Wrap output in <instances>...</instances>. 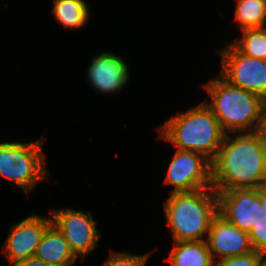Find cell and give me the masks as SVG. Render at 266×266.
<instances>
[{"mask_svg":"<svg viewBox=\"0 0 266 266\" xmlns=\"http://www.w3.org/2000/svg\"><path fill=\"white\" fill-rule=\"evenodd\" d=\"M225 134L212 164V188H258L266 183V140L262 131ZM235 136V137H234Z\"/></svg>","mask_w":266,"mask_h":266,"instance_id":"6da1fadb","label":"cell"},{"mask_svg":"<svg viewBox=\"0 0 266 266\" xmlns=\"http://www.w3.org/2000/svg\"><path fill=\"white\" fill-rule=\"evenodd\" d=\"M218 77V78H217ZM204 84L211 98L204 103L218 119L225 134L253 133L262 130L266 100L261 96L230 85L219 74Z\"/></svg>","mask_w":266,"mask_h":266,"instance_id":"7a4b0ae2","label":"cell"},{"mask_svg":"<svg viewBox=\"0 0 266 266\" xmlns=\"http://www.w3.org/2000/svg\"><path fill=\"white\" fill-rule=\"evenodd\" d=\"M160 138L178 150L202 154L211 162L216 158L225 133L211 109L204 103L173 115L159 129Z\"/></svg>","mask_w":266,"mask_h":266,"instance_id":"3957f363","label":"cell"},{"mask_svg":"<svg viewBox=\"0 0 266 266\" xmlns=\"http://www.w3.org/2000/svg\"><path fill=\"white\" fill-rule=\"evenodd\" d=\"M166 223L174 242L205 240L211 222L218 214V194L212 188L170 193L164 203Z\"/></svg>","mask_w":266,"mask_h":266,"instance_id":"277c9868","label":"cell"},{"mask_svg":"<svg viewBox=\"0 0 266 266\" xmlns=\"http://www.w3.org/2000/svg\"><path fill=\"white\" fill-rule=\"evenodd\" d=\"M43 155V140L2 142L0 176L15 182L28 195L37 183L48 177Z\"/></svg>","mask_w":266,"mask_h":266,"instance_id":"5b68a950","label":"cell"},{"mask_svg":"<svg viewBox=\"0 0 266 266\" xmlns=\"http://www.w3.org/2000/svg\"><path fill=\"white\" fill-rule=\"evenodd\" d=\"M218 53L221 56L219 75L223 79L266 100V60L242 54L231 42Z\"/></svg>","mask_w":266,"mask_h":266,"instance_id":"8992f818","label":"cell"},{"mask_svg":"<svg viewBox=\"0 0 266 266\" xmlns=\"http://www.w3.org/2000/svg\"><path fill=\"white\" fill-rule=\"evenodd\" d=\"M165 183L174 186L170 193L192 192L212 187V164L193 151L176 150L170 161Z\"/></svg>","mask_w":266,"mask_h":266,"instance_id":"52a82bcc","label":"cell"},{"mask_svg":"<svg viewBox=\"0 0 266 266\" xmlns=\"http://www.w3.org/2000/svg\"><path fill=\"white\" fill-rule=\"evenodd\" d=\"M52 224L63 234L71 251L84 258L98 245L101 237L91 212L71 209L49 210Z\"/></svg>","mask_w":266,"mask_h":266,"instance_id":"ba28073f","label":"cell"},{"mask_svg":"<svg viewBox=\"0 0 266 266\" xmlns=\"http://www.w3.org/2000/svg\"><path fill=\"white\" fill-rule=\"evenodd\" d=\"M218 213L241 231L249 233L262 214L257 188L219 191Z\"/></svg>","mask_w":266,"mask_h":266,"instance_id":"9c48e42d","label":"cell"},{"mask_svg":"<svg viewBox=\"0 0 266 266\" xmlns=\"http://www.w3.org/2000/svg\"><path fill=\"white\" fill-rule=\"evenodd\" d=\"M51 224V217L35 214L14 224L2 247L6 259L14 265L20 260L34 256L45 230Z\"/></svg>","mask_w":266,"mask_h":266,"instance_id":"30bf717a","label":"cell"},{"mask_svg":"<svg viewBox=\"0 0 266 266\" xmlns=\"http://www.w3.org/2000/svg\"><path fill=\"white\" fill-rule=\"evenodd\" d=\"M206 241L214 261L216 257L221 260L254 251L248 233L229 223L219 213L211 222Z\"/></svg>","mask_w":266,"mask_h":266,"instance_id":"8fae6325","label":"cell"},{"mask_svg":"<svg viewBox=\"0 0 266 266\" xmlns=\"http://www.w3.org/2000/svg\"><path fill=\"white\" fill-rule=\"evenodd\" d=\"M125 60L112 52H102L93 57L87 68V77L93 89L103 94L121 91L129 80Z\"/></svg>","mask_w":266,"mask_h":266,"instance_id":"7c38bea8","label":"cell"},{"mask_svg":"<svg viewBox=\"0 0 266 266\" xmlns=\"http://www.w3.org/2000/svg\"><path fill=\"white\" fill-rule=\"evenodd\" d=\"M34 256L51 266H73L77 260L63 234L53 224L45 230Z\"/></svg>","mask_w":266,"mask_h":266,"instance_id":"4fadbf2b","label":"cell"},{"mask_svg":"<svg viewBox=\"0 0 266 266\" xmlns=\"http://www.w3.org/2000/svg\"><path fill=\"white\" fill-rule=\"evenodd\" d=\"M167 260L172 266H213V258L206 240L174 242Z\"/></svg>","mask_w":266,"mask_h":266,"instance_id":"5bb4252c","label":"cell"},{"mask_svg":"<svg viewBox=\"0 0 266 266\" xmlns=\"http://www.w3.org/2000/svg\"><path fill=\"white\" fill-rule=\"evenodd\" d=\"M89 11L84 0H54L52 13L65 29H75L86 25Z\"/></svg>","mask_w":266,"mask_h":266,"instance_id":"9a60e30c","label":"cell"},{"mask_svg":"<svg viewBox=\"0 0 266 266\" xmlns=\"http://www.w3.org/2000/svg\"><path fill=\"white\" fill-rule=\"evenodd\" d=\"M235 20L241 30L266 27V0H238Z\"/></svg>","mask_w":266,"mask_h":266,"instance_id":"2e32d148","label":"cell"},{"mask_svg":"<svg viewBox=\"0 0 266 266\" xmlns=\"http://www.w3.org/2000/svg\"><path fill=\"white\" fill-rule=\"evenodd\" d=\"M231 43L244 55L266 60V27L243 30Z\"/></svg>","mask_w":266,"mask_h":266,"instance_id":"e0dca14e","label":"cell"},{"mask_svg":"<svg viewBox=\"0 0 266 266\" xmlns=\"http://www.w3.org/2000/svg\"><path fill=\"white\" fill-rule=\"evenodd\" d=\"M150 254L115 253L112 250L102 266H145Z\"/></svg>","mask_w":266,"mask_h":266,"instance_id":"ac0fdd59","label":"cell"},{"mask_svg":"<svg viewBox=\"0 0 266 266\" xmlns=\"http://www.w3.org/2000/svg\"><path fill=\"white\" fill-rule=\"evenodd\" d=\"M249 239L254 251L258 253L266 252V223L259 219L253 224L252 229L248 233Z\"/></svg>","mask_w":266,"mask_h":266,"instance_id":"d6986e66","label":"cell"},{"mask_svg":"<svg viewBox=\"0 0 266 266\" xmlns=\"http://www.w3.org/2000/svg\"><path fill=\"white\" fill-rule=\"evenodd\" d=\"M260 253L252 251L242 256H234L213 262V266H258Z\"/></svg>","mask_w":266,"mask_h":266,"instance_id":"ffe728a7","label":"cell"},{"mask_svg":"<svg viewBox=\"0 0 266 266\" xmlns=\"http://www.w3.org/2000/svg\"><path fill=\"white\" fill-rule=\"evenodd\" d=\"M13 266H51L35 256L16 262Z\"/></svg>","mask_w":266,"mask_h":266,"instance_id":"44dd1931","label":"cell"},{"mask_svg":"<svg viewBox=\"0 0 266 266\" xmlns=\"http://www.w3.org/2000/svg\"><path fill=\"white\" fill-rule=\"evenodd\" d=\"M261 200L262 216L261 220L266 223V183L257 188Z\"/></svg>","mask_w":266,"mask_h":266,"instance_id":"7402d4cb","label":"cell"},{"mask_svg":"<svg viewBox=\"0 0 266 266\" xmlns=\"http://www.w3.org/2000/svg\"><path fill=\"white\" fill-rule=\"evenodd\" d=\"M261 131H262L264 138L266 140V104H265V108H264L263 127H262Z\"/></svg>","mask_w":266,"mask_h":266,"instance_id":"603a6c76","label":"cell"},{"mask_svg":"<svg viewBox=\"0 0 266 266\" xmlns=\"http://www.w3.org/2000/svg\"><path fill=\"white\" fill-rule=\"evenodd\" d=\"M258 266H266V252L260 253V259L258 262Z\"/></svg>","mask_w":266,"mask_h":266,"instance_id":"cb8c5ba5","label":"cell"}]
</instances>
